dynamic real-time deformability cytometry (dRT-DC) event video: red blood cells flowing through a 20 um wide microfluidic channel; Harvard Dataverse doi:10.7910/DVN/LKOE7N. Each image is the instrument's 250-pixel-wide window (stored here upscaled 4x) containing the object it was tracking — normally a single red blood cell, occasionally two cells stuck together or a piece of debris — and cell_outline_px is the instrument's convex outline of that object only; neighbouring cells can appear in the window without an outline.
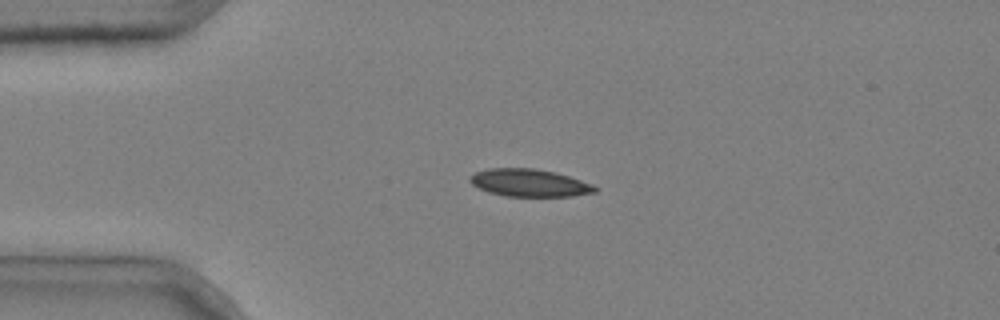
{"species": "common noctule bat (a hibernating species)", "species_latin": "Nyctalus noctula", "temperature_condition": "cold", "stored_images_in_passage": 1, "camera_frame_rate_fps": 3000, "um_per_image_px": 0.085, "animal": {"sex": "male", "body_mass_g": 20.4}, "frame": {"image": 1, "passage_image": 1, "time_ms": 0.0, "image_size_px": [1000, 320], "cell_outline_px": [[600, 188], [596, 192], [572, 196], [504, 196], [488, 192], [472, 184], [468, 180], [468, 176], [476, 172], [488, 168], [536, 168], [556, 172], [592, 184]], "centroid_in_image_um": [44.99, 15.54], "position_along_channel_um": 40.0, "area_um2": 20.17}}